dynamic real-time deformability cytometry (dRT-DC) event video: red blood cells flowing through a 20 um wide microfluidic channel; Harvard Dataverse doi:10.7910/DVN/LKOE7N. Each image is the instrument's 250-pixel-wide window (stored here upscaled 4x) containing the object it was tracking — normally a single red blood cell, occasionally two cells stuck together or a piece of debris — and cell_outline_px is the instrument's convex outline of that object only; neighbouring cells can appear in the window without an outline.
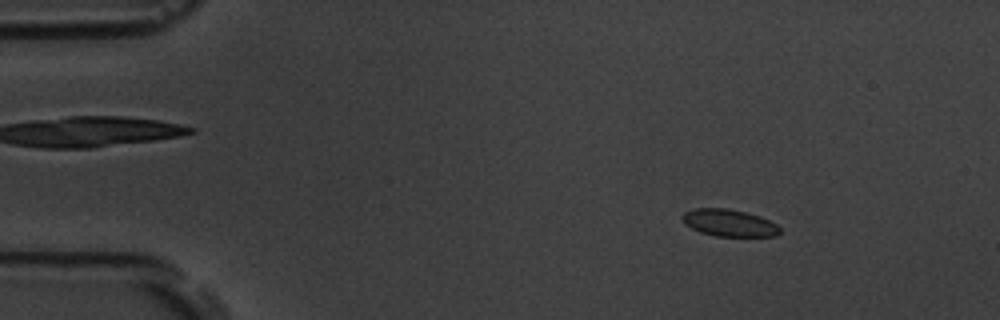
{"species": "common noctule bat (a hibernating species)", "species_latin": "Nyctalus noctula", "temperature_condition": "room temperature", "stored_images_in_passage": 19, "camera_frame_rate_fps": 3000, "um_per_image_px": 0.085, "animal": {"sex": "male", "body_mass_g": 19.5, "forearm_length_mm": 54.6}, "frame": {"image": 1, "passage_image": 7, "time_ms": 2.0, "image_size_px": [1000, 320], "cell_outline_px": [[780, 232], [776, 236], [716, 236], [700, 232], [684, 224], [680, 216], [684, 212], [696, 208], [728, 208], [760, 216], [776, 224], [780, 228]], "centroid_in_image_um": [61.94, 18.94], "position_along_channel_um": 23.1, "area_um2": 15.37}}
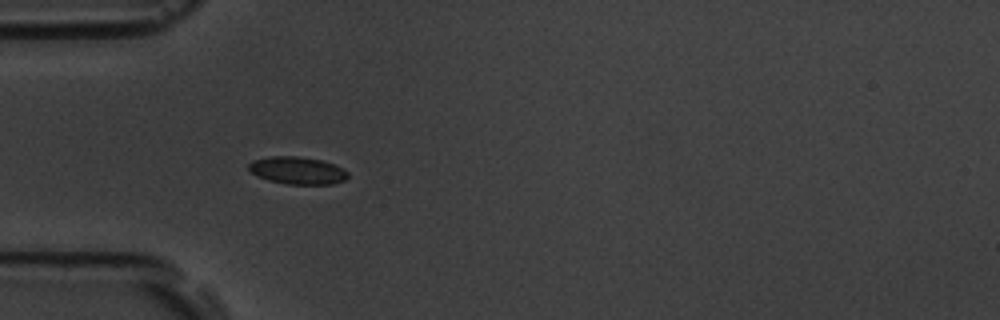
{"frame": {"image": 2, "passage_image": 16, "time_ms": 5.0, "image_size_px": [1000, 320], "cell_outline_px": [[348, 176], [344, 180], [332, 184], [288, 184], [268, 180], [256, 176], [248, 168], [248, 164], [252, 160], [272, 156], [300, 156], [320, 160], [332, 164], [348, 172]], "centroid_in_image_um": [25.24, 14.49], "position_along_channel_um": 59.8, "area_um2": 15.72}}